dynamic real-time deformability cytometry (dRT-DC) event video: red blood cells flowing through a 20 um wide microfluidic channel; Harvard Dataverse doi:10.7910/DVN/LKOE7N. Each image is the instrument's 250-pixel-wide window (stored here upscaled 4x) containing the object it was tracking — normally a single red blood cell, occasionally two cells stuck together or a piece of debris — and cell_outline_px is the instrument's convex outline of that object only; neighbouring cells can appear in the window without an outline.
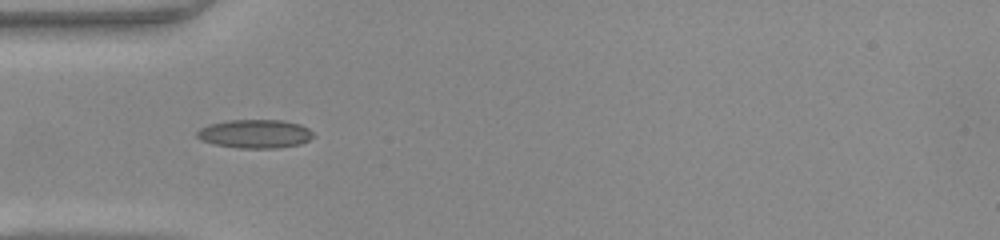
{"species": "common noctule bat (a hibernating species)", "species_latin": "Nyctalus noctula", "temperature_condition": "warm", "stored_images_in_passage": 34, "camera_frame_rate_fps": 3000, "um_per_image_px": 0.085, "animal": {"sex": "female", "body_mass_g": 22.0, "forearm_length_mm": 56.7}, "frame": {"image": 1, "passage_image": 1, "time_ms": 0.0, "image_size_px": [1000, 240], "cell_outline_px": [[312, 136], [308, 140], [300, 144], [276, 148], [240, 148], [216, 144], [200, 140], [196, 136], [196, 132], [200, 128], [208, 124], [228, 120], [284, 120], [300, 124], [308, 128], [312, 132]], "centroid_in_image_um": [21.65, 11.36], "position_along_channel_um": 63.3, "area_um2": 19.36}}
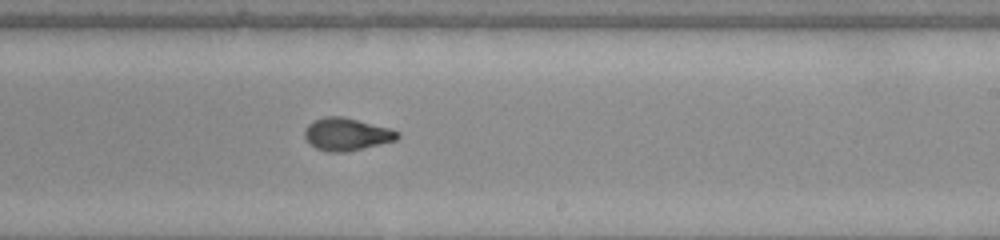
{"frame": {"image": 2, "passage_image": 15, "time_ms": 4.667, "image_size_px": [1000, 240], "cell_outline_px": [[400, 136], [396, 140], [348, 152], [328, 152], [316, 148], [308, 144], [304, 136], [304, 128], [312, 120], [324, 116], [344, 116], [392, 128], [400, 132]], "centroid_in_image_um": [29.45, 11.4], "position_along_channel_um": 259.6, "area_um2": 18.09}}
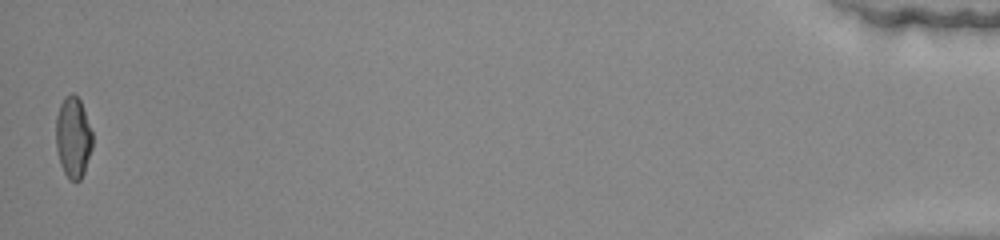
{"frame": {"image": 3, "passage_image": 34, "time_ms": 11.0, "image_size_px": [1000, 240], "cell_outline_px": [[92, 148], [84, 172], [80, 180], [68, 180], [60, 164], [56, 148], [56, 116], [60, 104], [64, 96], [72, 92], [80, 100], [92, 132]], "centroid_in_image_um": [6.2, 11.67], "position_along_channel_um": 429.0, "area_um2": 17.28}, "authors_computed_cell_mechanics": {"area_um2": 17.5134, "velocity_mm_per_s": 4.2245, "shape_relaxation_time_tau1_ms": null, "shape_relaxation_time_tau2_ms": 0.7744, "deformation_change_tau1": null, "deformation_change_tau2": 0.0625}}